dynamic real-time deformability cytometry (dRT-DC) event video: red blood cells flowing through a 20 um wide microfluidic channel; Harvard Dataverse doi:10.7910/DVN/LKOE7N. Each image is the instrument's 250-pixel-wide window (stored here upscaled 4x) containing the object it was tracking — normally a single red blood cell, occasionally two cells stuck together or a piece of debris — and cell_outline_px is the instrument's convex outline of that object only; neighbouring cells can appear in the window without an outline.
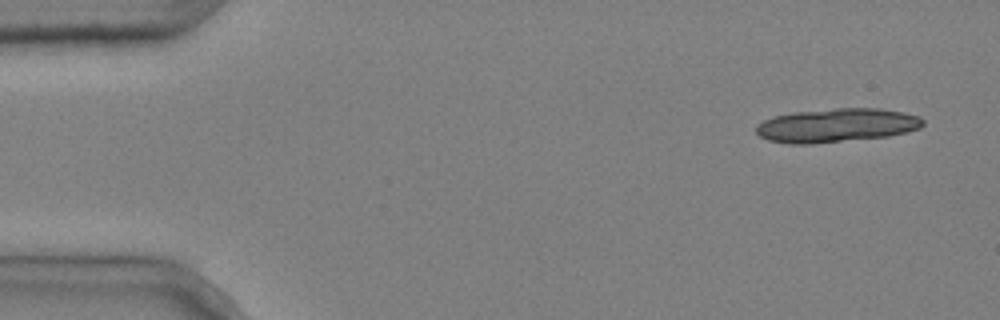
{"species": "common noctule bat (a hibernating species)", "species_latin": "Nyctalus noctula", "temperature_condition": "cold", "stored_images_in_passage": 5, "segment_of_instrument_passage": [1, 2], "camera_frame_rate_fps": 3000, "um_per_image_px": 0.085, "animal": {"sex": "male", "body_mass_g": 20.4}, "frame": {"image": 1, "passage_image": 1, "time_ms": 0.0, "image_size_px": [1000, 320], "cell_outline_px": [[924, 124], [920, 128], [888, 136], [812, 144], [788, 144], [768, 140], [760, 136], [756, 132], [756, 124], [764, 120], [776, 116], [792, 112], [836, 108], [880, 108], [904, 112], [920, 116], [924, 120]], "centroid_in_image_um": [71.11, 10.65], "position_along_channel_um": 13.9, "area_um2": 32.95}}